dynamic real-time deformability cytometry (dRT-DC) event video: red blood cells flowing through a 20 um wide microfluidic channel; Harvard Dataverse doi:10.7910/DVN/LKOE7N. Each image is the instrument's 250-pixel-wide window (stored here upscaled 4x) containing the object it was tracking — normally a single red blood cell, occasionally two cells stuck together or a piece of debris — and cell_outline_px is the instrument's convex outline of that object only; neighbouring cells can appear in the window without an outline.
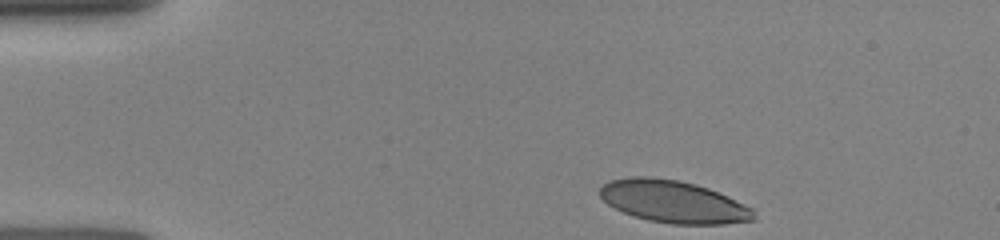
{"species": "human", "species_latin": "Homo sapiens", "temperature_condition": "room temperature", "stored_images_in_passage": 30, "camera_frame_rate_fps": 3000, "um_per_image_px": 0.085, "donor": {"sex": "female"}, "frame": {"image": 1, "passage_image": 1, "time_ms": 0.0, "image_size_px": [1000, 240], "cell_outline_px": [[756, 220], [724, 224], [672, 224], [648, 220], [632, 216], [608, 204], [600, 196], [600, 188], [608, 180], [632, 176], [648, 176], [680, 180], [696, 184], [708, 188], [744, 204], [752, 208]], "centroid_in_image_um": [57.22, 17.13], "position_along_channel_um": 27.8, "area_um2": 37.92}}
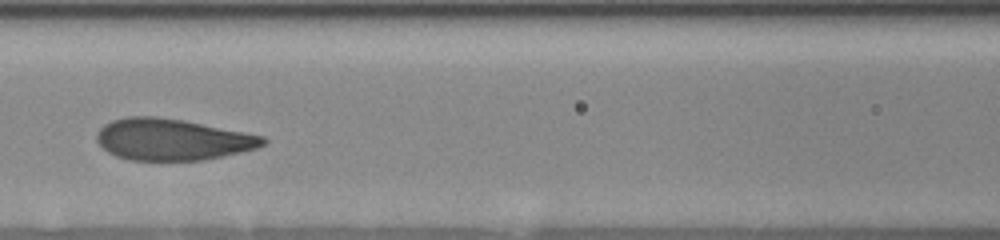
{"frame": {"image": 2, "passage_image": 24, "time_ms": 4.667, "image_size_px": [1000, 240], "cell_outline_px": [[268, 140], [264, 144], [256, 148], [224, 156], [204, 160], [128, 160], [116, 156], [108, 152], [96, 140], [96, 132], [104, 124], [112, 120], [128, 116], [156, 116], [184, 120], [264, 136]], "centroid_in_image_um": [14.62, 11.85], "position_along_channel_um": 152.0, "area_um2": 40.23}}
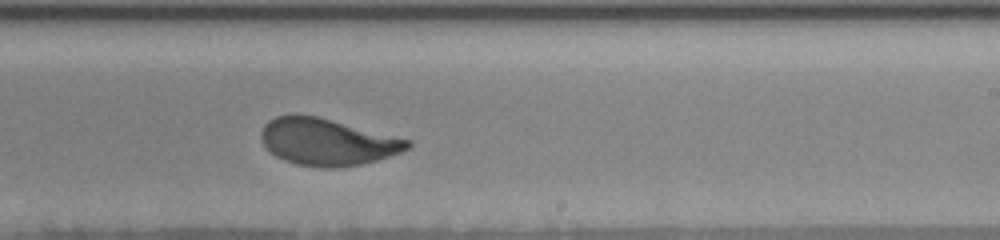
{"frame": {"image": 3, "passage_image": 30, "time_ms": 7.333, "image_size_px": [1000, 240], "cell_outline_px": [[412, 144], [408, 148], [400, 152], [376, 160], [360, 164], [336, 168], [320, 168], [296, 164], [284, 160], [276, 156], [264, 144], [260, 136], [260, 132], [264, 124], [268, 120], [276, 116], [292, 112], [296, 112], [316, 116], [412, 140]], "centroid_in_image_um": [27.77, 12.04], "position_along_channel_um": 261.2, "area_um2": 40.17}}